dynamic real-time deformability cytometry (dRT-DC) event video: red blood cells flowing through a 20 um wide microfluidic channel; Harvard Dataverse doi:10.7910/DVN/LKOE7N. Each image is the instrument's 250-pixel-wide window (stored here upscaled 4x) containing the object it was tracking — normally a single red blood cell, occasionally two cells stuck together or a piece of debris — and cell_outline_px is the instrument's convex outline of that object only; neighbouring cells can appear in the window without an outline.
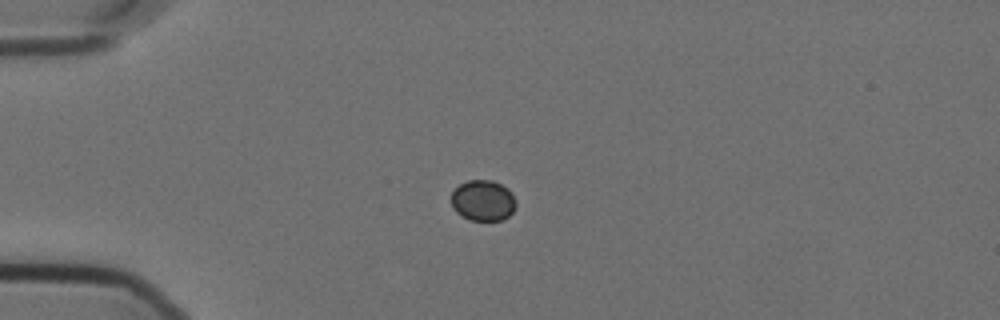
{"species": "Egyptian fruit bat (a non-hibernating species)", "species_latin": "Rousettus aegyptiacus", "temperature_condition": "cold", "stored_images_in_passage": 44, "camera_frame_rate_fps": 3000, "um_per_image_px": 0.085, "animal": {"sex": "female"}, "frame": {"image": 1, "passage_image": 1, "time_ms": 0.0, "image_size_px": [1000, 320], "cell_outline_px": [[516, 204], [512, 212], [508, 216], [500, 220], [468, 220], [456, 212], [452, 208], [452, 192], [460, 184], [468, 180], [492, 180], [508, 188], [512, 192], [516, 200]], "centroid_in_image_um": [41.06, 17.04], "position_along_channel_um": 43.9, "area_um2": 15.43}}
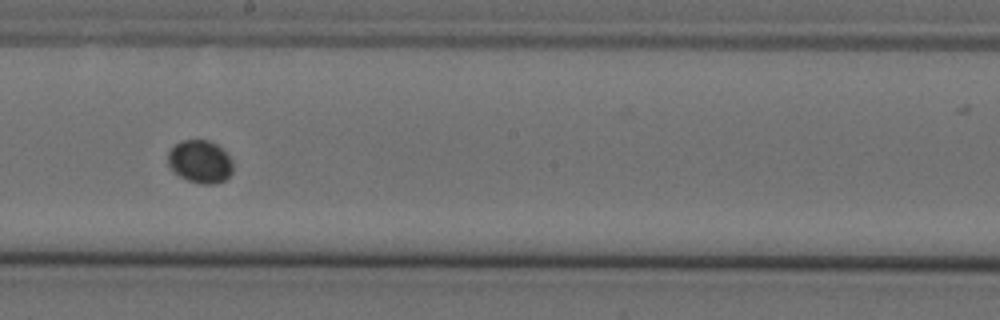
{"frame": {"image": 2, "passage_image": 19, "time_ms": 6.0, "image_size_px": [1000, 320], "cell_outline_px": [[232, 172], [224, 180], [212, 184], [204, 184], [188, 180], [180, 176], [168, 164], [168, 152], [180, 140], [208, 140], [216, 144], [232, 160]], "centroid_in_image_um": [17.0, 13.73], "position_along_channel_um": 231.2, "area_um2": 15.9}}
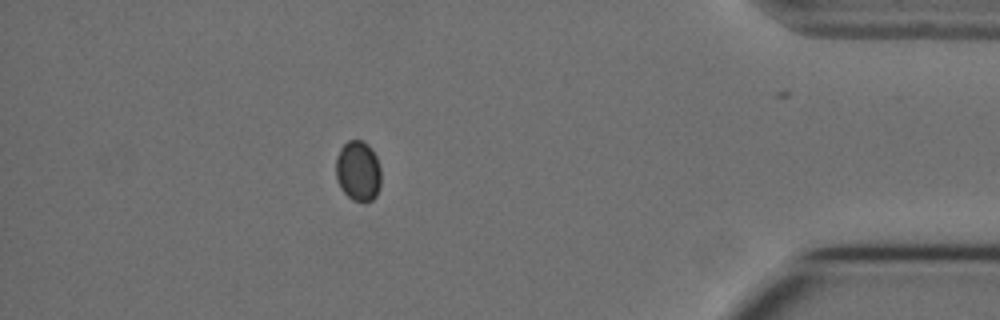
{"frame": {"image": 3, "passage_image": 37, "time_ms": 12.0, "image_size_px": [1000, 320], "cell_outline_px": [[380, 188], [376, 196], [372, 200], [364, 204], [352, 200], [340, 188], [336, 180], [336, 156], [340, 148], [348, 140], [360, 140], [368, 144], [376, 156], [380, 168]], "centroid_in_image_um": [30.43, 14.56], "position_along_channel_um": 404.8, "area_um2": 16.18}}